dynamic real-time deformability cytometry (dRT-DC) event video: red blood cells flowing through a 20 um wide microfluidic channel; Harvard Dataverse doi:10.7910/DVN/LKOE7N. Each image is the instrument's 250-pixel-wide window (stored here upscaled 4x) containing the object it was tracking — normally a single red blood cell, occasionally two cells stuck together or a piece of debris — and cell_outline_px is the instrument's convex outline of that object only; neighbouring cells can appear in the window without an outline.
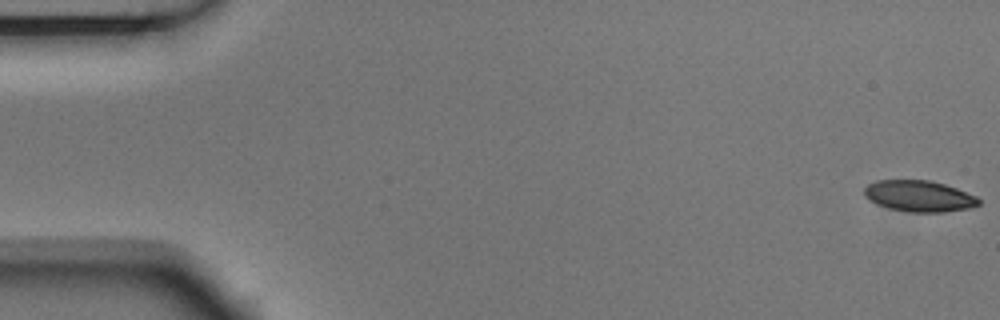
{"species": "Egyptian fruit bat (a non-hibernating species)", "species_latin": "Rousettus aegyptiacus", "temperature_condition": "room temperature", "stored_images_in_passage": 6, "segment_of_instrument_passage": [1, 2], "camera_frame_rate_fps": 3000, "um_per_image_px": 0.085, "animal": {"sex": "male"}, "frame": {"image": 1, "passage_image": 1, "time_ms": 0.0, "image_size_px": [1000, 320], "cell_outline_px": [[980, 204], [968, 208], [944, 212], [912, 212], [888, 208], [876, 204], [868, 200], [864, 196], [864, 188], [868, 184], [876, 180], [928, 180], [944, 184], [956, 188], [976, 196], [980, 200]], "centroid_in_image_um": [78.09, 16.66], "position_along_channel_um": 6.9, "area_um2": 20.81}}
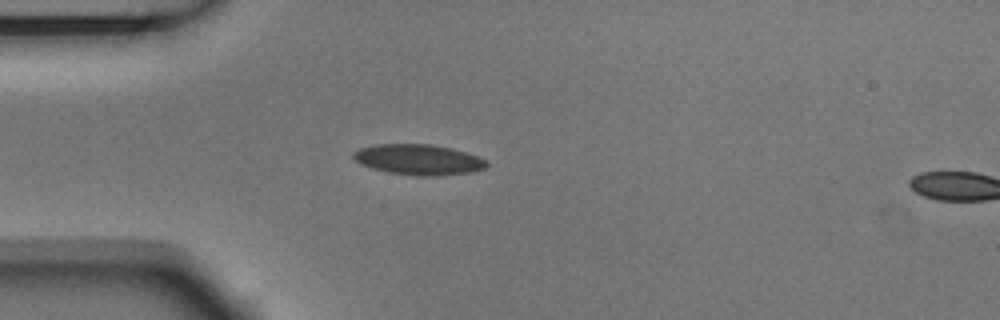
{"frame": {"image": 2, "passage_image": 5, "time_ms": 1.333, "image_size_px": [1000, 320], "cell_outline_px": [[488, 164], [484, 168], [472, 172], [436, 176], [416, 176], [388, 172], [372, 168], [360, 164], [352, 156], [352, 152], [360, 148], [376, 144], [432, 144], [452, 148], [476, 156], [484, 160]], "centroid_in_image_um": [35.54, 13.56], "position_along_channel_um": 49.5, "area_um2": 23.64}}